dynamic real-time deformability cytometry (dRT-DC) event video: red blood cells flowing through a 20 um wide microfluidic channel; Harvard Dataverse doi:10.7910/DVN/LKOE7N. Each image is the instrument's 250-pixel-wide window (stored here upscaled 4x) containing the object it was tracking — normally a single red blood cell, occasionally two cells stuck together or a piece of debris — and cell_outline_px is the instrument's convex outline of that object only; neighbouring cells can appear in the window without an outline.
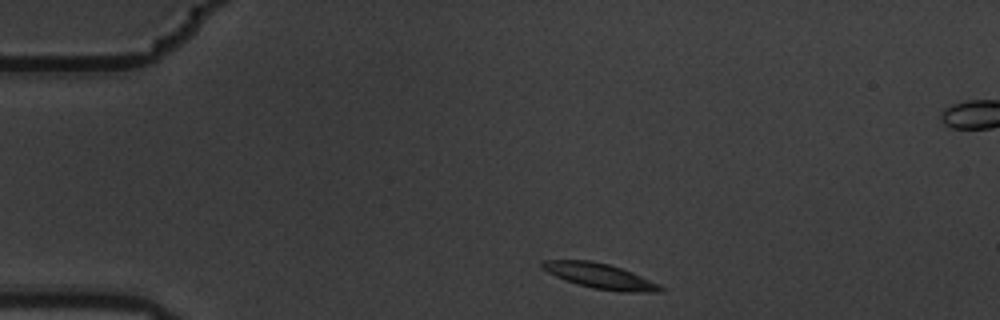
{"species": "common noctule bat (a hibernating species)", "species_latin": "Nyctalus noctula", "temperature_condition": "warm", "stored_images_in_passage": 4, "camera_frame_rate_fps": 3000, "um_per_image_px": 0.085, "animal": {"sex": "male", "body_mass_g": 19.5, "forearm_length_mm": 54.6}, "frame": {"image": 1, "passage_image": 1, "time_ms": 0.0, "image_size_px": [1000, 320], "cell_outline_px": [[664, 292], [624, 292], [592, 288], [576, 284], [564, 280], [540, 268], [540, 260], [592, 260], [608, 264], [632, 272], [660, 284], [664, 288]], "centroid_in_image_um": [50.99, 23.46], "position_along_channel_um": 34.0, "area_um2": 17.51}}
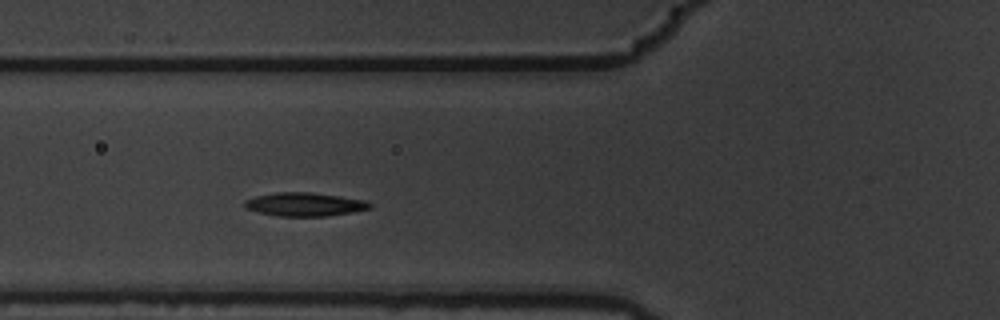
{"frame": {"image": 2, "passage_image": 4, "time_ms": 1.0, "image_size_px": [1000, 320], "cell_outline_px": [[372, 208], [352, 212], [328, 216], [276, 216], [244, 208], [244, 200], [256, 196], [276, 192], [312, 192], [368, 200], [372, 204]], "centroid_in_image_um": [25.92, 17.36], "position_along_channel_um": 99.9, "area_um2": 17.34}}